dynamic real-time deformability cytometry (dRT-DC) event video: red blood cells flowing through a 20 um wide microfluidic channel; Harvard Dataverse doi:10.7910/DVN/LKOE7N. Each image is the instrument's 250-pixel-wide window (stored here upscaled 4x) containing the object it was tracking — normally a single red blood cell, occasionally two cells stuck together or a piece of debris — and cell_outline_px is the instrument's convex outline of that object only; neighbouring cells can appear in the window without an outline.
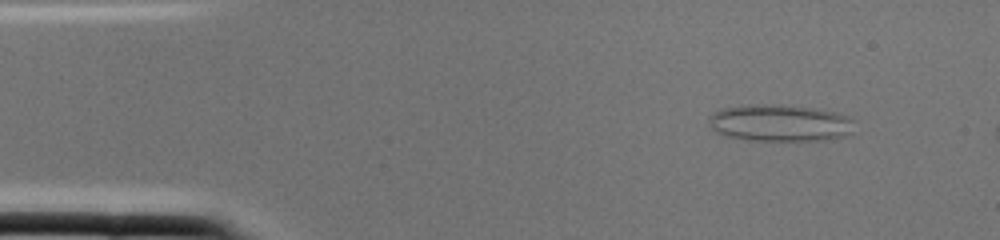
{"species": "common noctule bat (a hibernating species)", "species_latin": "Nyctalus noctula", "temperature_condition": "cold", "stored_images_in_passage": 2, "camera_frame_rate_fps": 3000, "um_per_image_px": 0.085, "animal": {"sex": "female", "body_mass_g": 22.0, "forearm_length_mm": 56.7}, "frame": {"image": 1, "passage_image": 1, "time_ms": 0.0, "image_size_px": [1000, 240], "cell_outline_px": [[852, 132], [844, 136], [824, 140], [748, 140], [728, 136], [716, 132], [712, 128], [708, 120], [712, 112], [720, 108], [772, 104], [812, 108], [836, 112], [848, 116], [852, 120]], "centroid_in_image_um": [66.28, 10.46], "position_along_channel_um": 18.7, "area_um2": 30.92}}